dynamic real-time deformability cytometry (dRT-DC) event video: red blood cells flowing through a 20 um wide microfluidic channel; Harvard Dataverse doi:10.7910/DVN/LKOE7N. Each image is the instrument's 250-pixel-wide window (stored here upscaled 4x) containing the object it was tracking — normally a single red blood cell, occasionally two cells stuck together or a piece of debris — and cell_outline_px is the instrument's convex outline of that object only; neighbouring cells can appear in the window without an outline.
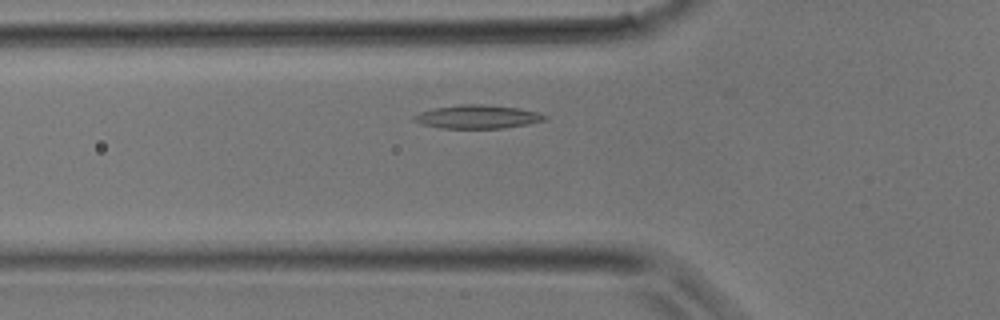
{"species": "common noctule bat (a hibernating species)", "species_latin": "Nyctalus noctula", "temperature_condition": "room temperature", "stored_images_in_passage": 15, "camera_frame_rate_fps": 3000, "um_per_image_px": 0.085, "animal": {"sex": "male", "body_mass_g": 17.9}, "frame": {"image": 1, "passage_image": 5, "time_ms": 1.333, "image_size_px": [1000, 320], "cell_outline_px": [[548, 120], [528, 124], [504, 128], [440, 128], [420, 124], [412, 120], [412, 116], [420, 112], [436, 108], [460, 104], [480, 104], [520, 108], [536, 112], [548, 116]], "centroid_in_image_um": [40.59, 9.93], "position_along_channel_um": 85.2, "area_um2": 17.98}}
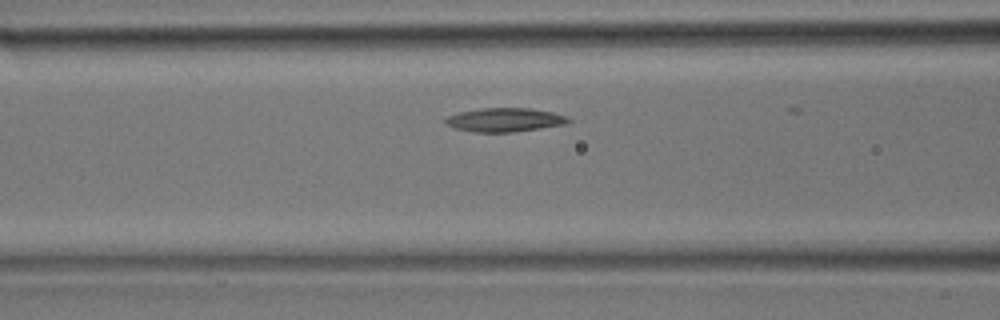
{"frame": {"image": 2, "passage_image": 7, "time_ms": 2.0, "image_size_px": [1000, 320], "cell_outline_px": [[572, 120], [564, 124], [512, 132], [476, 132], [456, 128], [448, 124], [444, 120], [448, 116], [460, 112], [484, 108], [528, 108], [552, 112], [568, 116]], "centroid_in_image_um": [42.93, 10.18], "position_along_channel_um": 123.7, "area_um2": 16.7}}
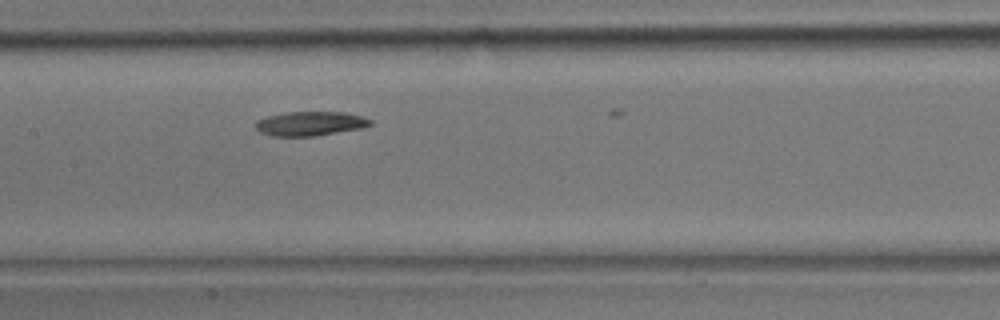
{"frame": {"image": 3, "passage_image": 10, "time_ms": 3.0, "image_size_px": [1000, 320], "cell_outline_px": [[372, 124], [360, 128], [312, 136], [272, 136], [260, 132], [256, 128], [256, 120], [268, 116], [284, 112], [344, 112], [364, 116], [372, 120]], "centroid_in_image_um": [26.36, 10.49], "position_along_channel_um": 181.0, "area_um2": 16.13}}